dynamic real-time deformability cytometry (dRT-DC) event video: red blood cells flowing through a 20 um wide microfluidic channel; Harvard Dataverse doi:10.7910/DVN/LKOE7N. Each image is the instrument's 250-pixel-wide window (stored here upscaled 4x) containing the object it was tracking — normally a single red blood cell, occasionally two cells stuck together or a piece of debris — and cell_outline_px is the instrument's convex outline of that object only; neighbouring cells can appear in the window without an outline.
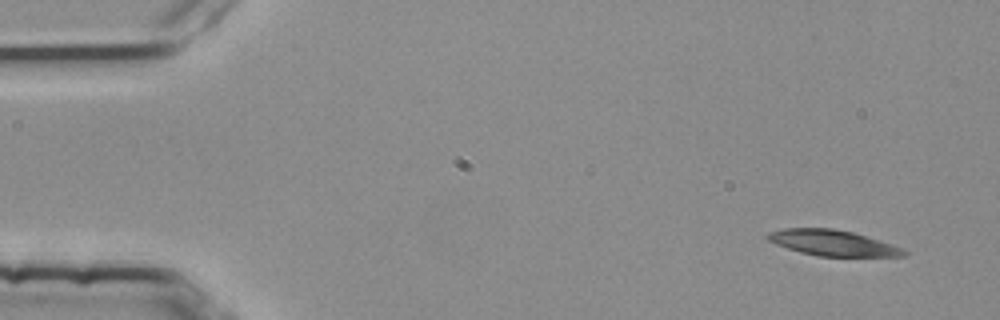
{"species": "common noctule bat (a hibernating species)", "species_latin": "Nyctalus noctula", "temperature_condition": "room temperature", "stored_images_in_passage": 3, "camera_frame_rate_fps": 3000, "um_per_image_px": 0.085, "animal": {"sex": "female", "body_mass_g": 25.1}, "frame": {"image": 1, "passage_image": 1, "time_ms": 0.0, "image_size_px": [1000, 320], "cell_outline_px": [[908, 252], [904, 256], [816, 256], [800, 252], [776, 244], [768, 240], [764, 236], [768, 232], [784, 228], [832, 228], [852, 232], [904, 248]], "centroid_in_image_um": [70.74, 20.64], "position_along_channel_um": 14.3, "area_um2": 20.29}}